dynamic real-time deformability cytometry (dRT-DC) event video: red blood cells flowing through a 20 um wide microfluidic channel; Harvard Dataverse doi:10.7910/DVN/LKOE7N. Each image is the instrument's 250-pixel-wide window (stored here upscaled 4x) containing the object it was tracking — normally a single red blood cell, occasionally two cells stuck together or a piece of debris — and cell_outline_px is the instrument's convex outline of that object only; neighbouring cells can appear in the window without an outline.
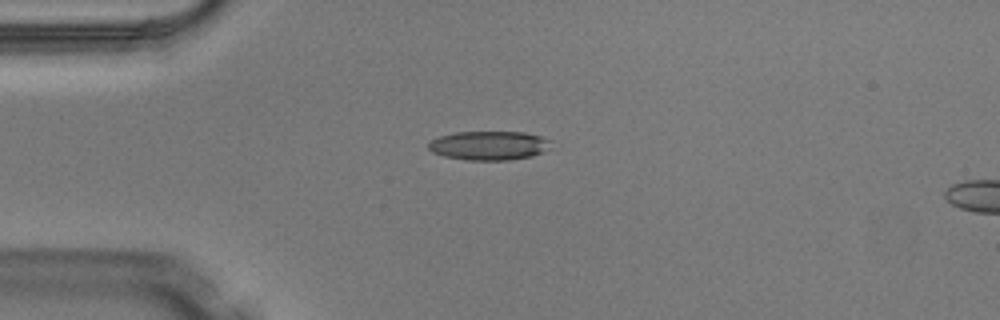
{"species": "Egyptian fruit bat (a non-hibernating species)", "species_latin": "Rousettus aegyptiacus", "temperature_condition": "warm", "stored_images_in_passage": 5, "camera_frame_rate_fps": 3000, "um_per_image_px": 0.085, "animal": {"sex": "male"}, "frame": {"image": 1, "passage_image": 3, "time_ms": 0.667, "image_size_px": [1000, 320], "cell_outline_px": [[552, 140], [544, 152], [532, 156], [508, 160], [468, 160], [444, 156], [432, 152], [428, 148], [428, 144], [432, 140], [440, 136], [456, 132], [524, 132], [540, 136]], "centroid_in_image_um": [41.57, 12.37], "position_along_channel_um": 43.4, "area_um2": 20.63}}